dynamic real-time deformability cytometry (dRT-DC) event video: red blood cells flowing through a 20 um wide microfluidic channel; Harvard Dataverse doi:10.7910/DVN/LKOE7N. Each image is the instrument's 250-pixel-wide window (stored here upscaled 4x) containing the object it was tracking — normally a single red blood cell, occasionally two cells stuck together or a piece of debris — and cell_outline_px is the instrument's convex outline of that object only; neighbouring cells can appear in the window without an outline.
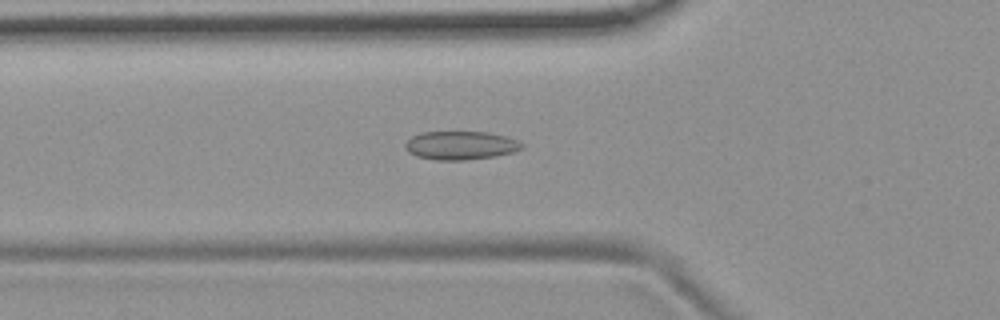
{"species": "common noctule bat (a hibernating species)", "species_latin": "Nyctalus noctula", "temperature_condition": "room temperature", "stored_images_in_passage": 54, "camera_frame_rate_fps": 3000, "um_per_image_px": 0.085, "animal": {"sex": "female", "body_mass_g": 19.9}, "frame": {"image": 1, "passage_image": 19, "time_ms": 6.0, "image_size_px": [1000, 320], "cell_outline_px": [[524, 148], [512, 152], [496, 156], [464, 160], [436, 160], [416, 156], [408, 152], [404, 148], [404, 144], [412, 136], [420, 132], [488, 132], [504, 136], [516, 140], [524, 144]], "centroid_in_image_um": [39.13, 12.36], "position_along_channel_um": 86.7, "area_um2": 19.42}}
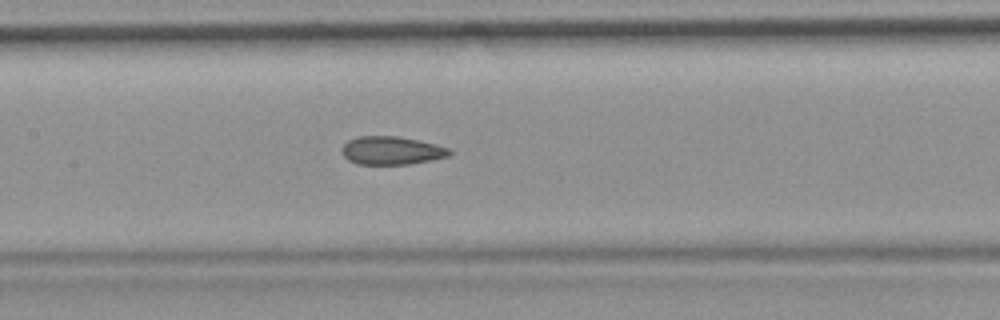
{"frame": {"image": 2, "passage_image": 26, "time_ms": 8.333, "image_size_px": [1000, 320], "cell_outline_px": [[452, 152], [448, 156], [432, 160], [408, 164], [356, 164], [348, 160], [340, 152], [340, 148], [348, 140], [360, 136], [396, 136], [436, 144], [448, 148]], "centroid_in_image_um": [33.24, 12.8], "position_along_channel_um": 174.2, "area_um2": 17.69}}
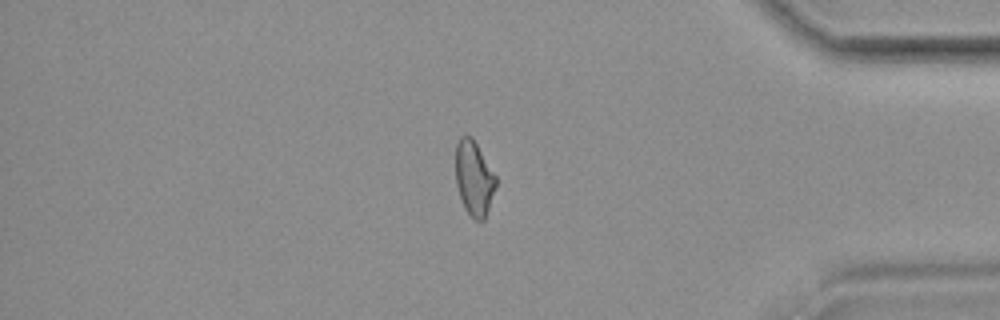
{"frame": {"image": 3, "passage_image": 46, "time_ms": 15.0, "image_size_px": [1000, 320], "cell_outline_px": [[496, 184], [484, 220], [472, 220], [464, 208], [456, 184], [456, 144], [460, 136], [472, 136], [496, 176]], "centroid_in_image_um": [40.27, 15.15], "position_along_channel_um": 394.9, "area_um2": 17.4}, "authors_computed_cell_mechanics": {"area_um2": 18.4671, "velocity_mm_per_s": 3.7339, "shape_relaxation_time_tau1_ms": null, "shape_relaxation_time_tau2_ms": 2.7599, "deformation_change_tau1": null, "deformation_change_tau2": 0.0783}}